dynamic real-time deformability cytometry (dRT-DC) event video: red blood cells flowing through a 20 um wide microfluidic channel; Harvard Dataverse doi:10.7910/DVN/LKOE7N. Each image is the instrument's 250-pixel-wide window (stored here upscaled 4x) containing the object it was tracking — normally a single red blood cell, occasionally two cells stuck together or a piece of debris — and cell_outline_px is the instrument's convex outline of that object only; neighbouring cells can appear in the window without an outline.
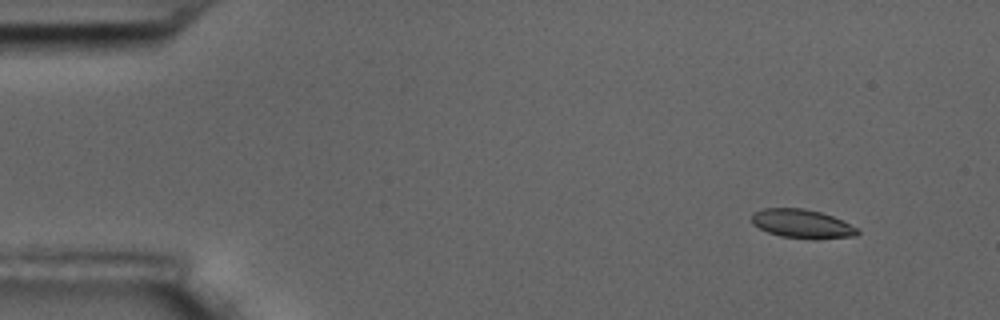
{"species": "common noctule bat (a hibernating species)", "species_latin": "Nyctalus noctula", "temperature_condition": "room temperature", "stored_images_in_passage": 4, "camera_frame_rate_fps": 3000, "um_per_image_px": 0.085, "animal": {"sex": "male", "body_mass_g": 17.5, "forearm_length_mm": 52.3}, "frame": {"image": 1, "passage_image": 1, "time_ms": 0.0, "image_size_px": [1000, 320], "cell_outline_px": [[860, 232], [856, 236], [816, 240], [812, 240], [780, 236], [768, 232], [752, 224], [752, 212], [764, 208], [804, 208], [820, 212], [832, 216], [856, 228]], "centroid_in_image_um": [68.15, 19.03], "position_along_channel_um": 16.8, "area_um2": 17.86}}
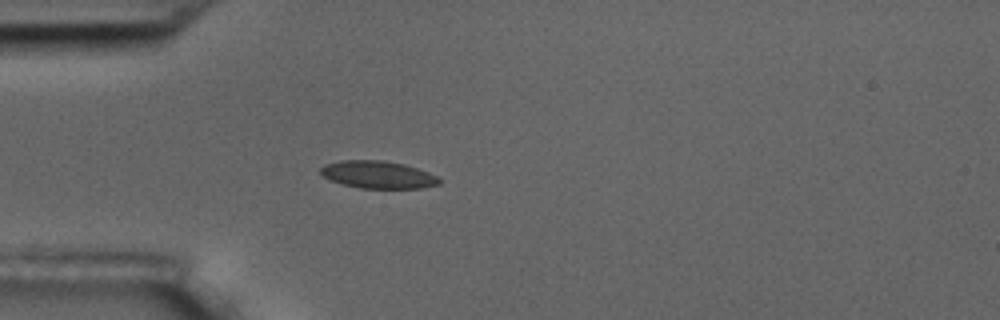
{"frame": {"image": 2, "passage_image": 4, "time_ms": 3.667, "image_size_px": [1000, 320], "cell_outline_px": [[440, 184], [420, 188], [360, 188], [344, 184], [332, 180], [324, 176], [320, 172], [320, 168], [324, 164], [340, 160], [380, 160], [404, 164], [428, 172], [436, 176], [440, 180]], "centroid_in_image_um": [32.11, 14.84], "position_along_channel_um": 52.9, "area_um2": 18.79}}